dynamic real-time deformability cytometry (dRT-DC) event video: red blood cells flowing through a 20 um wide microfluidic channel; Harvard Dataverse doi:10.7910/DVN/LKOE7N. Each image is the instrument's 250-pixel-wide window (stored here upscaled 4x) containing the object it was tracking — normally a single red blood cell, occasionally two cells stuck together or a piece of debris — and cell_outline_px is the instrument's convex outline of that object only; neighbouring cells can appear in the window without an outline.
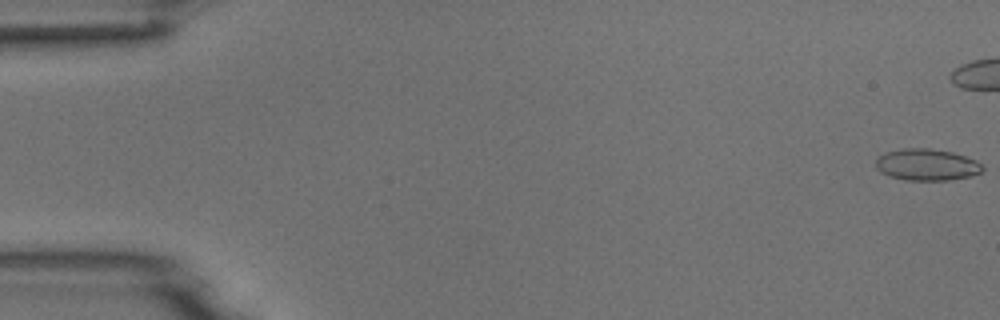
{"species": "common noctule bat (a hibernating species)", "species_latin": "Nyctalus noctula", "temperature_condition": "room temperature", "stored_images_in_passage": 10, "camera_frame_rate_fps": 3000, "um_per_image_px": 0.085, "animal": {"sex": "male", "body_mass_g": 18.8}, "frame": {"image": 1, "passage_image": 1, "time_ms": 0.0, "image_size_px": [1000, 320], "cell_outline_px": [[984, 168], [980, 172], [972, 176], [948, 180], [908, 180], [888, 176], [880, 172], [876, 168], [876, 160], [884, 152], [904, 148], [928, 148], [952, 152], [976, 160]], "centroid_in_image_um": [78.76, 14.0], "position_along_channel_um": 6.2, "area_um2": 19.65}}
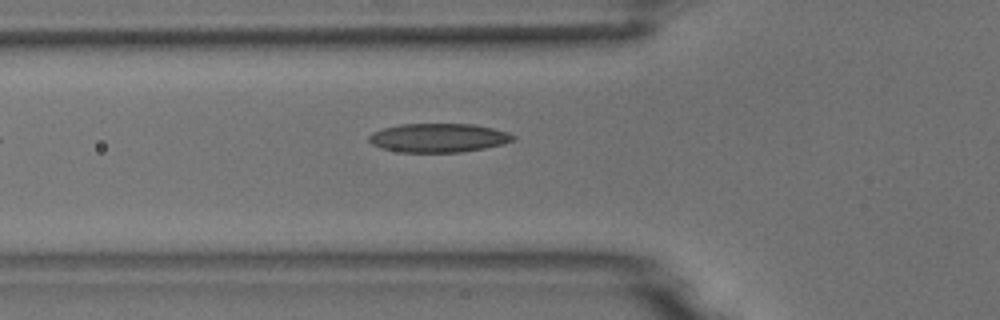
{"frame": {"image": 2, "passage_image": 10, "time_ms": 10.333, "image_size_px": [1000, 320], "cell_outline_px": [[516, 140], [504, 144], [484, 148], [460, 152], [400, 152], [380, 148], [372, 144], [368, 140], [368, 136], [372, 132], [384, 128], [400, 124], [472, 124], [492, 128], [508, 132], [516, 136]], "centroid_in_image_um": [37.27, 11.72], "position_along_channel_um": 88.5, "area_um2": 24.33}}